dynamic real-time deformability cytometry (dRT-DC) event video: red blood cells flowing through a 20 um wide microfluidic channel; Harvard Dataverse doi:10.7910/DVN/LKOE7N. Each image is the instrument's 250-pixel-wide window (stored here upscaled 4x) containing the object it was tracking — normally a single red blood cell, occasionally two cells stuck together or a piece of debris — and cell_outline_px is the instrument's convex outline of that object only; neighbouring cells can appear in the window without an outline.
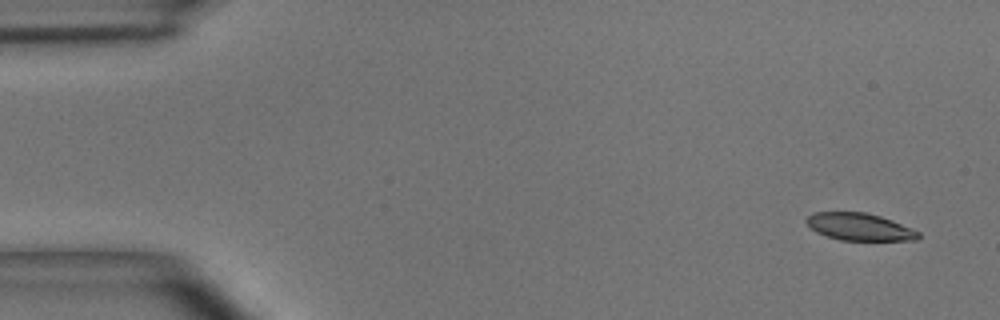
{"species": "common noctule bat (a hibernating species)", "species_latin": "Nyctalus noctula", "temperature_condition": "room temperature", "stored_images_in_passage": 6, "camera_frame_rate_fps": 3000, "um_per_image_px": 0.085, "animal": {"sex": "male", "body_mass_g": 15.6}, "frame": {"image": 1, "passage_image": 1, "time_ms": 0.0, "image_size_px": [1000, 320], "cell_outline_px": [[920, 236], [916, 240], [840, 240], [816, 232], [804, 220], [812, 212], [864, 212], [880, 216], [892, 220], [912, 228], [920, 232]], "centroid_in_image_um": [73.06, 19.27], "position_along_channel_um": 11.9, "area_um2": 17.74}}
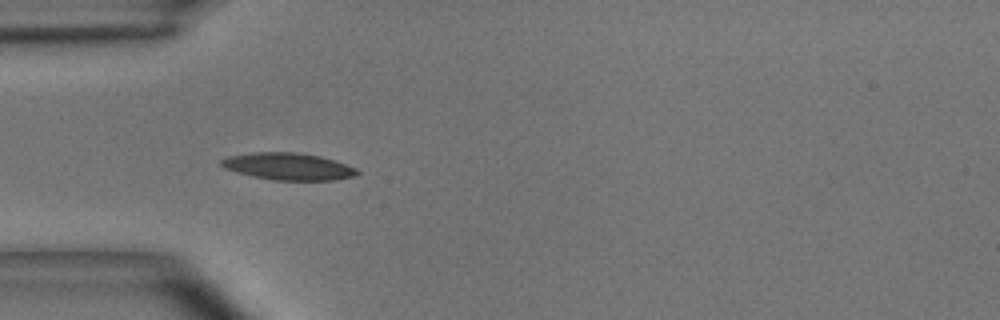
{"frame": {"image": 2, "passage_image": 4, "time_ms": 1.0, "image_size_px": [1000, 320], "cell_outline_px": [[360, 172], [356, 176], [336, 180], [272, 180], [252, 176], [236, 172], [224, 168], [220, 164], [220, 160], [228, 156], [252, 152], [296, 152], [320, 156], [336, 160], [356, 168]], "centroid_in_image_um": [24.51, 14.14], "position_along_channel_um": 60.5, "area_um2": 21.62}}
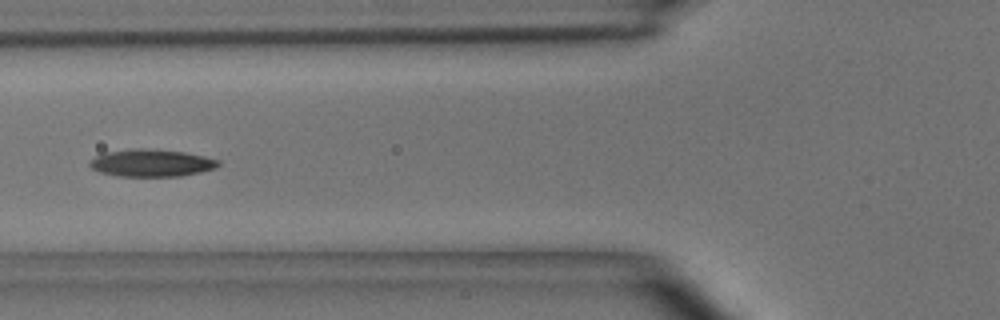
{"frame": {"image": 3, "passage_image": 5, "time_ms": 1.333, "image_size_px": [1000, 320], "cell_outline_px": [[220, 164], [216, 168], [200, 172], [180, 176], [116, 176], [100, 172], [92, 168], [88, 164], [88, 160], [104, 152], [136, 148], [144, 148], [184, 152], [204, 156], [220, 160]], "centroid_in_image_um": [12.85, 13.85], "position_along_channel_um": 112.9, "area_um2": 20.58}}